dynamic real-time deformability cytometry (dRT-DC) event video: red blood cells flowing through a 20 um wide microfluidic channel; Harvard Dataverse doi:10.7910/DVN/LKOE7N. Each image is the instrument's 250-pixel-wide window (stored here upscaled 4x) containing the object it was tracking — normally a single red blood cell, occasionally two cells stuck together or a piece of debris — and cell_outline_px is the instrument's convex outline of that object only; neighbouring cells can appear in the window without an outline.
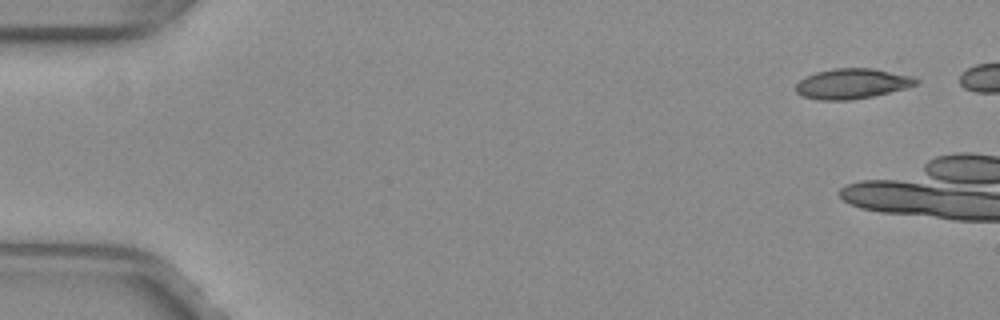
{"species": "common noctule bat (a hibernating species)", "species_latin": "Nyctalus noctula", "temperature_condition": "warm", "stored_images_in_passage": 7, "camera_frame_rate_fps": 3000, "um_per_image_px": 0.085, "animal": {"sex": "female", "body_mass_g": 29.2, "forearm_length_mm": 56.3}, "frame": {"image": 1, "passage_image": 1, "time_ms": 0.0, "image_size_px": [1000, 320], "cell_outline_px": [[920, 80], [916, 84], [904, 88], [872, 96], [848, 100], [820, 100], [804, 96], [796, 92], [796, 84], [800, 80], [816, 72], [832, 68], [872, 68], [912, 76]], "centroid_in_image_um": [72.42, 7.1], "position_along_channel_um": 12.6, "area_um2": 20.87}}